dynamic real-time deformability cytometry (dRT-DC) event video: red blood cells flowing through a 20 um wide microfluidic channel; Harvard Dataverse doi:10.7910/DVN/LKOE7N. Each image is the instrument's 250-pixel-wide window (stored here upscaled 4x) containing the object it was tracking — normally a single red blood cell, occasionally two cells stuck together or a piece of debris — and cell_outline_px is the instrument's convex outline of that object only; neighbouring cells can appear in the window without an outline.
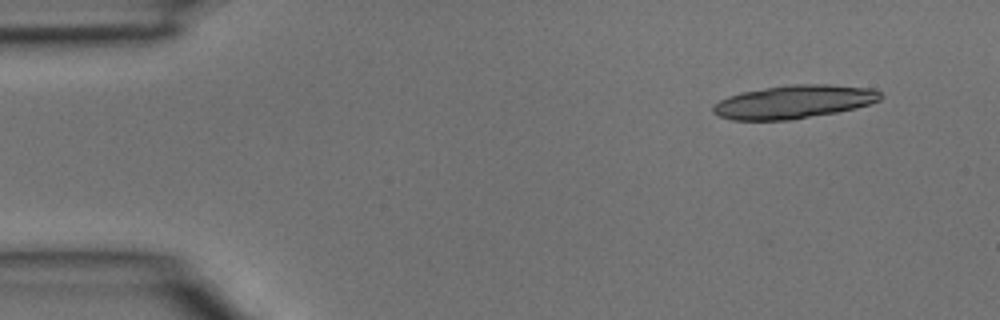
{"species": "common noctule bat (a hibernating species)", "species_latin": "Nyctalus noctula", "temperature_condition": "room temperature", "stored_images_in_passage": 2, "camera_frame_rate_fps": 3000, "um_per_image_px": 0.085, "animal": {"sex": "male", "body_mass_g": 15.6}, "frame": {"image": 1, "passage_image": 1, "time_ms": 0.0, "image_size_px": [1000, 320], "cell_outline_px": [[884, 96], [880, 100], [856, 108], [836, 112], [788, 120], [732, 120], [720, 116], [712, 112], [712, 104], [728, 96], [740, 92], [764, 88], [792, 84], [832, 84], [872, 88], [880, 92]], "centroid_in_image_um": [67.48, 8.65], "position_along_channel_um": 17.5, "area_um2": 32.6}}